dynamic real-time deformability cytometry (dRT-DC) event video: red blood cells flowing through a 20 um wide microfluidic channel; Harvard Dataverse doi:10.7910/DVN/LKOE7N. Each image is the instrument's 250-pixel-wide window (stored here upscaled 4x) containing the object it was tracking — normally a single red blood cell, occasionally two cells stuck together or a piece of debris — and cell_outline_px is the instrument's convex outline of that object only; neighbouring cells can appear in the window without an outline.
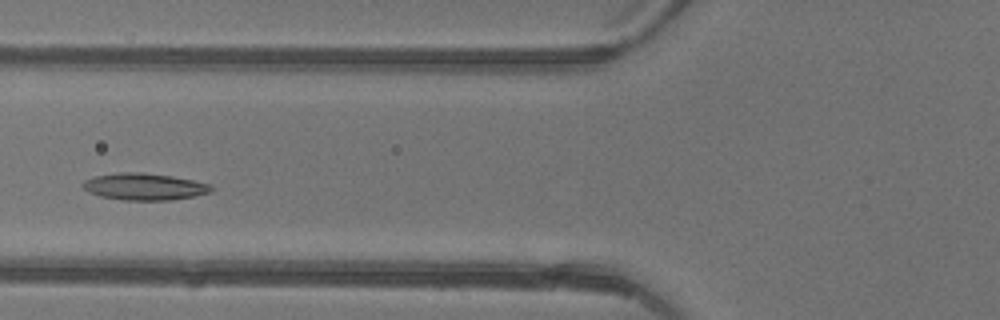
{"species": "common noctule bat (a hibernating species)", "species_latin": "Nyctalus noctula", "temperature_condition": "warm", "stored_images_in_passage": 41, "camera_frame_rate_fps": 3000, "um_per_image_px": 0.085, "animal": {"sex": "female"}, "frame": {"image": 1, "passage_image": 13, "time_ms": 4.0, "image_size_px": [1000, 320], "cell_outline_px": [[212, 192], [196, 196], [172, 200], [124, 200], [100, 196], [88, 192], [80, 184], [84, 180], [96, 176], [116, 172], [144, 172], [172, 176], [212, 184]], "centroid_in_image_um": [12.28, 15.86], "position_along_channel_um": 113.5, "area_um2": 20.29}}
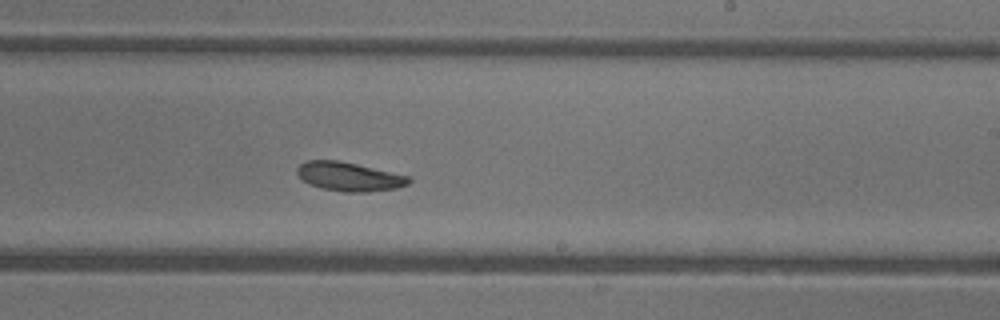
{"frame": {"image": 2, "passage_image": 23, "time_ms": 7.333, "image_size_px": [1000, 320], "cell_outline_px": [[412, 180], [408, 184], [396, 188], [368, 192], [344, 192], [320, 188], [308, 184], [296, 172], [296, 168], [304, 160], [336, 160], [356, 164], [408, 176]], "centroid_in_image_um": [29.64, 15.01], "position_along_channel_um": 259.4, "area_um2": 18.73}}
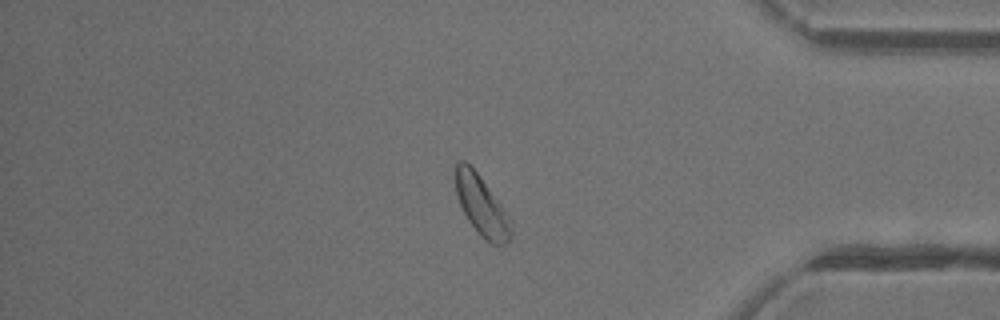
{"frame": {"image": 3, "passage_image": 34, "time_ms": 11.0, "image_size_px": [1000, 320], "cell_outline_px": [[512, 236], [508, 244], [492, 244], [480, 236], [468, 220], [460, 204], [456, 192], [456, 160], [464, 160], [476, 172], [512, 216]], "centroid_in_image_um": [41.0, 17.53], "position_along_channel_um": 394.2, "area_um2": 19.59}, "authors_computed_cell_mechanics": {"area_um2": 20.0566, "velocity_mm_per_s": 4.3712, "shape_relaxation_time_tau1_ms": 10.2342, "shape_relaxation_time_tau2_ms": 3.3888, "deformation_change_tau1": 0.1947, "deformation_change_tau2": 0.0992}}